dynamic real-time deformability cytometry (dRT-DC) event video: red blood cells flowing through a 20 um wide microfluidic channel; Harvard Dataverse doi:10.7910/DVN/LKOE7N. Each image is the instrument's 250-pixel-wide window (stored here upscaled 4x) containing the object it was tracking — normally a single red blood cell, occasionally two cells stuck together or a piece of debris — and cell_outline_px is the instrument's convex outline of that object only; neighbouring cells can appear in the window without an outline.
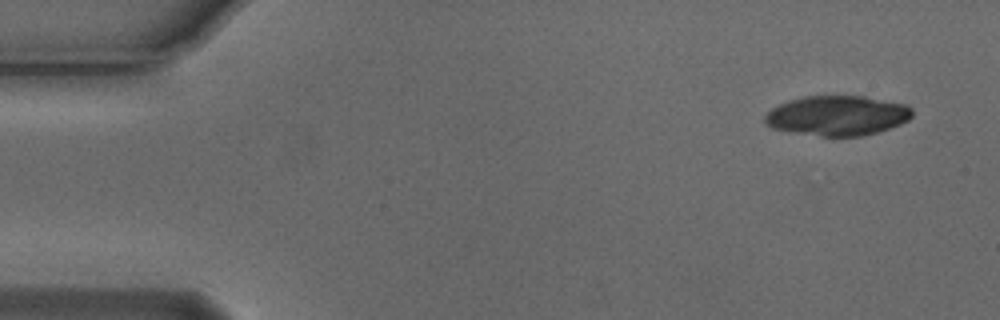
{"species": "Egyptian fruit bat (a non-hibernating species)", "species_latin": "Rousettus aegyptiacus", "temperature_condition": "cold", "stored_images_in_passage": 3, "camera_frame_rate_fps": 3000, "um_per_image_px": 0.085, "animal": {"sex": "male"}, "frame": {"image": 1, "passage_image": 1, "time_ms": 0.0, "image_size_px": [1000, 320], "cell_outline_px": [[912, 116], [908, 120], [900, 124], [864, 136], [820, 136], [772, 128], [764, 120], [764, 116], [772, 108], [788, 100], [804, 96], [864, 96], [904, 104], [912, 108]], "centroid_in_image_um": [71.17, 9.82], "position_along_channel_um": 13.8, "area_um2": 33.99}}